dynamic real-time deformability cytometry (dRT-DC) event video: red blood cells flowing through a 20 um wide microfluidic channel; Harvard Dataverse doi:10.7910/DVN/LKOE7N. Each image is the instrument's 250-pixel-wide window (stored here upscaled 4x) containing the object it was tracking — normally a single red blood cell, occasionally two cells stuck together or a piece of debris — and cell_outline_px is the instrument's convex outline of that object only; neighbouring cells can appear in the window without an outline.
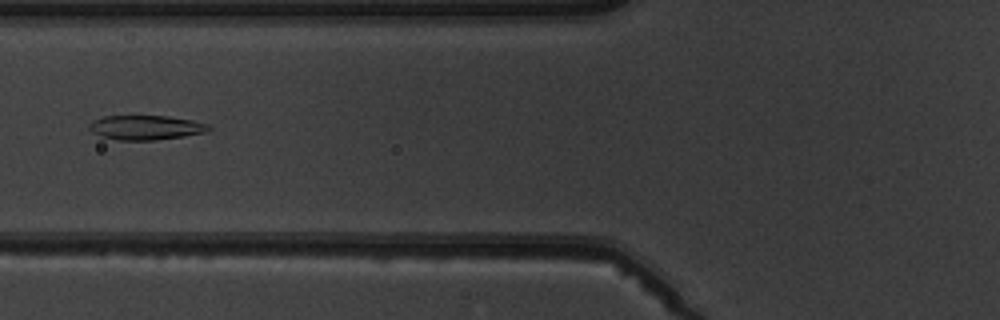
{"species": "common noctule bat (a hibernating species)", "species_latin": "Nyctalus noctula", "temperature_condition": "warm", "stored_images_in_passage": 3, "camera_frame_rate_fps": 3000, "um_per_image_px": 0.085, "animal": {"sex": "male", "body_mass_g": 19.5, "forearm_length_mm": 54.6}, "frame": {"image": 1, "passage_image": 2, "time_ms": 1.333, "image_size_px": [1000, 320], "cell_outline_px": [[212, 128], [208, 132], [184, 136], [156, 140], [116, 140], [100, 136], [92, 132], [88, 128], [88, 124], [92, 120], [104, 116], [168, 116], [192, 120], [208, 124]], "centroid_in_image_um": [12.38, 10.84], "position_along_channel_um": 113.4, "area_um2": 17.22}}